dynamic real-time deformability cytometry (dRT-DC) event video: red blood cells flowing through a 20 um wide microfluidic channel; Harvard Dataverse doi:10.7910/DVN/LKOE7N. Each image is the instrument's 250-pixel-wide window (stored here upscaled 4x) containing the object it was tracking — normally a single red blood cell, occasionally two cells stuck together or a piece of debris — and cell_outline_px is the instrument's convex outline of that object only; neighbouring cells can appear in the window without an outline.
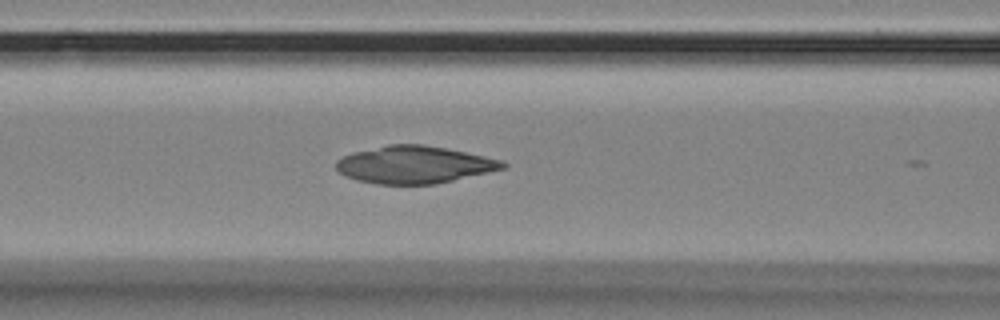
{"species": "Egyptian fruit bat (a non-hibernating species)", "species_latin": "Rousettus aegyptiacus", "temperature_condition": "room temperature", "stored_images_in_passage": 23, "camera_frame_rate_fps": 3000, "um_per_image_px": 0.085, "animal": {"sex": "female"}, "frame": {"image": 1, "passage_image": 19, "time_ms": 6.0, "image_size_px": [1000, 320], "cell_outline_px": [[508, 164], [504, 168], [488, 172], [436, 184], [376, 184], [356, 180], [344, 176], [336, 168], [336, 160], [352, 152], [388, 144], [424, 144], [484, 156], [500, 160]], "centroid_in_image_um": [35.16, 14.0], "position_along_channel_um": 131.4, "area_um2": 36.13}}
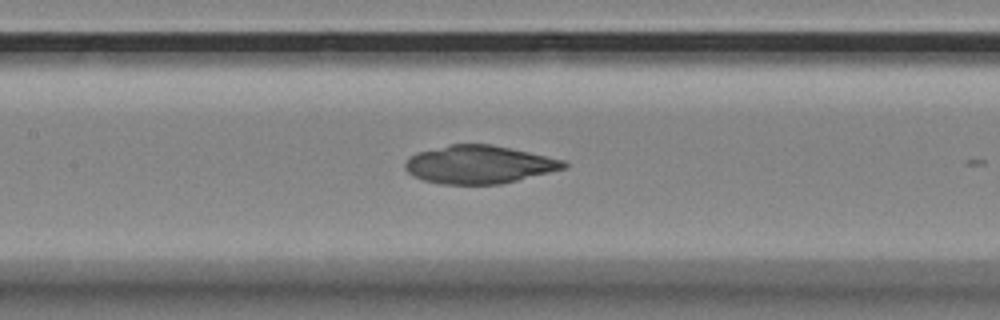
{"frame": {"image": 2, "passage_image": 22, "time_ms": 7.0, "image_size_px": [1000, 320], "cell_outline_px": [[568, 168], [500, 184], [440, 184], [424, 180], [412, 176], [404, 168], [404, 164], [412, 156], [420, 152], [452, 144], [492, 144], [564, 160], [568, 164]], "centroid_in_image_um": [40.74, 13.99], "position_along_channel_um": 166.7, "area_um2": 34.91}}